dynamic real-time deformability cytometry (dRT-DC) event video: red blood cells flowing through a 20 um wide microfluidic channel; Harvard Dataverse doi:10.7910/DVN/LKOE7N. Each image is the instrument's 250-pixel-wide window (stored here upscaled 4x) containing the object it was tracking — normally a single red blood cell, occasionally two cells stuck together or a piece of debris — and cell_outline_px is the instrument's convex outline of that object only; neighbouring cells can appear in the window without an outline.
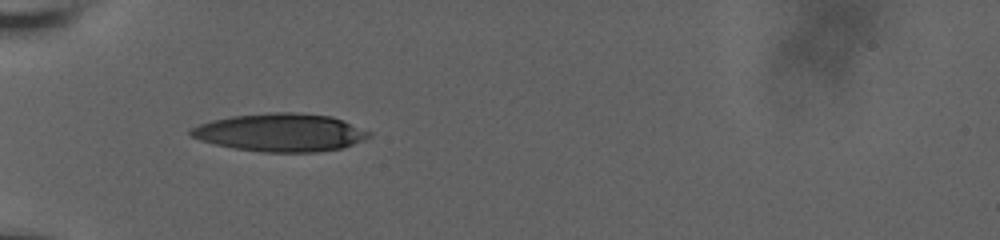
{"species": "human", "species_latin": "Homo sapiens", "temperature_condition": "room temperature", "stored_images_in_passage": 24, "camera_frame_rate_fps": 3000, "um_per_image_px": 0.085, "donor": {"sex": "male"}, "frame": {"image": 1, "passage_image": 1, "time_ms": 0.0, "image_size_px": [1000, 240], "cell_outline_px": [[372, 136], [364, 140], [340, 148], [316, 152], [260, 152], [236, 148], [216, 144], [200, 140], [192, 136], [188, 132], [192, 128], [200, 124], [212, 120], [232, 116], [268, 112], [296, 112], [332, 116], [344, 120], [372, 132]], "centroid_in_image_um": [23.88, 11.25], "position_along_channel_um": 61.1, "area_um2": 39.48}}
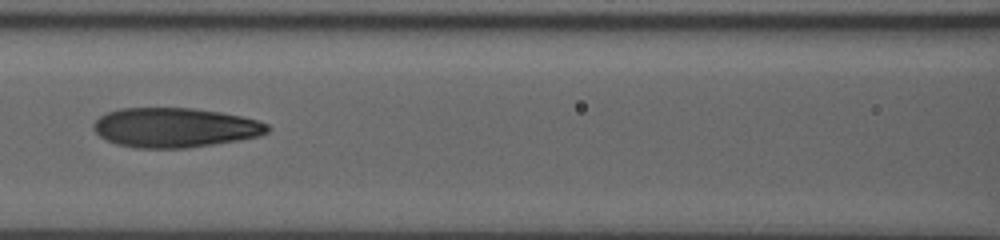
{"frame": {"image": 2, "passage_image": 17, "time_ms": 2.667, "image_size_px": [1000, 240], "cell_outline_px": [[272, 128], [268, 132], [260, 136], [240, 140], [188, 148], [136, 148], [116, 144], [100, 136], [92, 128], [92, 124], [100, 116], [108, 112], [120, 108], [192, 108], [220, 112], [240, 116], [256, 120], [268, 124]], "centroid_in_image_um": [14.88, 10.85], "position_along_channel_um": 151.7, "area_um2": 40.23}}
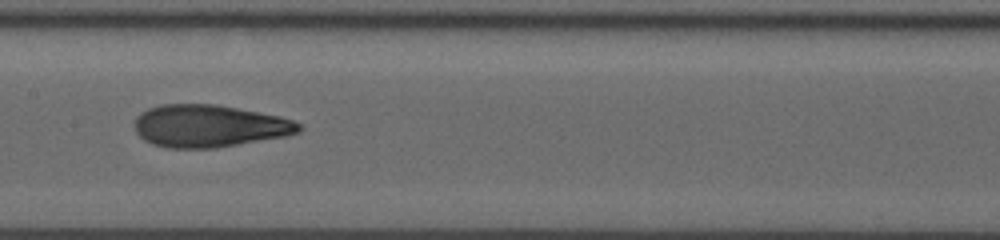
{"frame": {"image": 3, "passage_image": 23, "time_ms": 3.667, "image_size_px": [1000, 240], "cell_outline_px": [[304, 128], [300, 132], [288, 136], [216, 148], [168, 148], [152, 144], [144, 140], [136, 132], [132, 124], [136, 116], [140, 112], [148, 108], [160, 104], [216, 104], [280, 116], [292, 120], [300, 124]], "centroid_in_image_um": [17.76, 10.71], "position_along_channel_um": 189.6, "area_um2": 41.04}}